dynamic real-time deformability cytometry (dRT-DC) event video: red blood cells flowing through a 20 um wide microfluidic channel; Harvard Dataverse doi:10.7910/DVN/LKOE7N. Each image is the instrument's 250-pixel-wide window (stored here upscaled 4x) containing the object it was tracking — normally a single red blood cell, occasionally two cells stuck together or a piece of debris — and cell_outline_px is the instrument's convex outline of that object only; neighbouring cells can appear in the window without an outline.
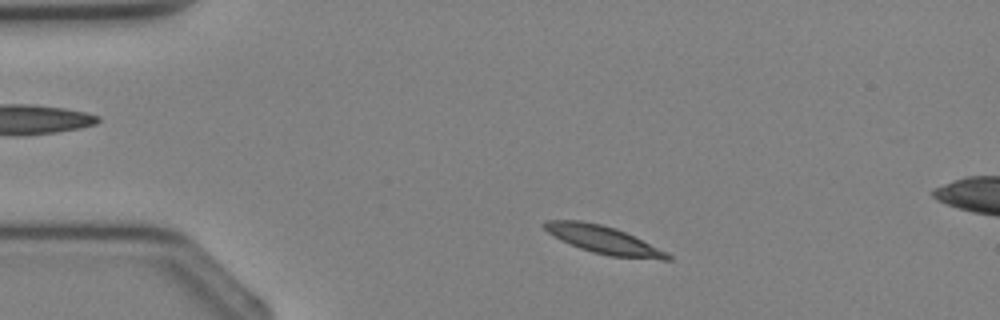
{"species": "Egyptian fruit bat (a non-hibernating species)", "species_latin": "Rousettus aegyptiacus", "temperature_condition": "cold", "stored_images_in_passage": 2, "camera_frame_rate_fps": 3000, "um_per_image_px": 0.085, "animal": {"sex": "female"}, "frame": {"image": 1, "passage_image": 1, "time_ms": 0.0, "image_size_px": [1000, 320], "cell_outline_px": [[672, 260], [660, 260], [608, 256], [592, 252], [580, 248], [560, 240], [548, 232], [540, 224], [544, 220], [580, 220], [600, 224], [616, 228], [668, 252], [672, 256]], "centroid_in_image_um": [51.3, 20.39], "position_along_channel_um": 33.7, "area_um2": 20.06}}